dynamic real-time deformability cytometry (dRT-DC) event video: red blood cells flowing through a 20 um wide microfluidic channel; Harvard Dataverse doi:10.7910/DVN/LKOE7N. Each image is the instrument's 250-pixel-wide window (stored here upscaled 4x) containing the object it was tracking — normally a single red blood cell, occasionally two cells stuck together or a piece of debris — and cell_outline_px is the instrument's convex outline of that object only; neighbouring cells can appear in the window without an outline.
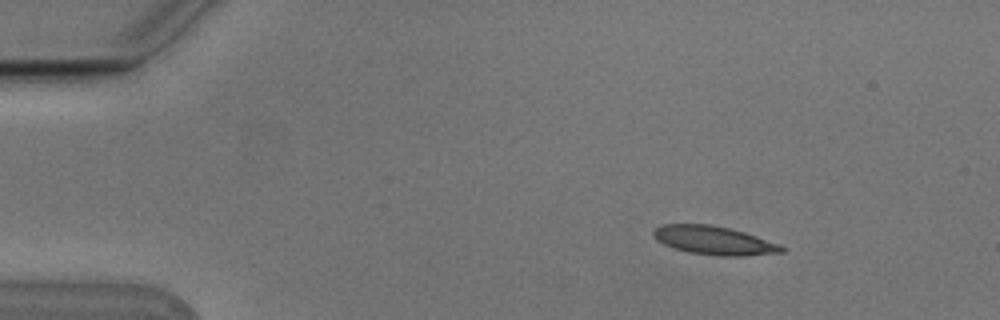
{"species": "Egyptian fruit bat (a non-hibernating species)", "species_latin": "Rousettus aegyptiacus", "temperature_condition": "cold", "stored_images_in_passage": 7, "camera_frame_rate_fps": 3000, "um_per_image_px": 0.085, "animal": {"sex": "male"}, "frame": {"image": 1, "passage_image": 3, "time_ms": 0.667, "image_size_px": [1000, 320], "cell_outline_px": [[788, 248], [784, 252], [744, 256], [716, 256], [688, 252], [672, 248], [656, 240], [652, 236], [652, 232], [656, 228], [664, 224], [708, 224], [728, 228], [744, 232], [780, 244]], "centroid_in_image_um": [60.7, 20.45], "position_along_channel_um": 24.3, "area_um2": 21.5}}